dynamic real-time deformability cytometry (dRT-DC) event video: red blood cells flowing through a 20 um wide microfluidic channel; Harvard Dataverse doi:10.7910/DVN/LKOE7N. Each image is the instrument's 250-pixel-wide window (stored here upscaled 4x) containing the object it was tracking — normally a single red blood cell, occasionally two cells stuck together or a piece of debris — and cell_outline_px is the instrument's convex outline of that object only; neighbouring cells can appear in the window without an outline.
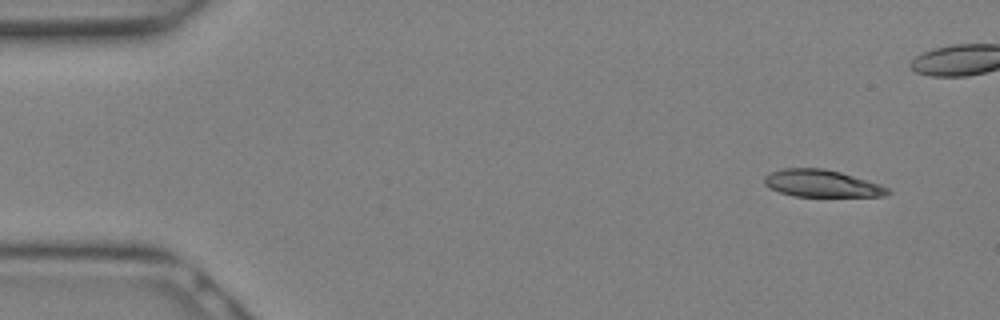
{"species": "Egyptian fruit bat (a non-hibernating species)", "species_latin": "Rousettus aegyptiacus", "temperature_condition": "warm", "stored_images_in_passage": 6, "camera_frame_rate_fps": 3000, "um_per_image_px": 0.085, "animal": {"sex": "female"}, "frame": {"image": 1, "passage_image": 1, "time_ms": 0.0, "image_size_px": [1000, 320], "cell_outline_px": [[892, 192], [884, 196], [792, 196], [768, 188], [764, 184], [764, 176], [772, 172], [784, 168], [824, 168], [840, 172], [880, 184], [888, 188]], "centroid_in_image_um": [69.83, 15.59], "position_along_channel_um": 15.2, "area_um2": 19.48}}